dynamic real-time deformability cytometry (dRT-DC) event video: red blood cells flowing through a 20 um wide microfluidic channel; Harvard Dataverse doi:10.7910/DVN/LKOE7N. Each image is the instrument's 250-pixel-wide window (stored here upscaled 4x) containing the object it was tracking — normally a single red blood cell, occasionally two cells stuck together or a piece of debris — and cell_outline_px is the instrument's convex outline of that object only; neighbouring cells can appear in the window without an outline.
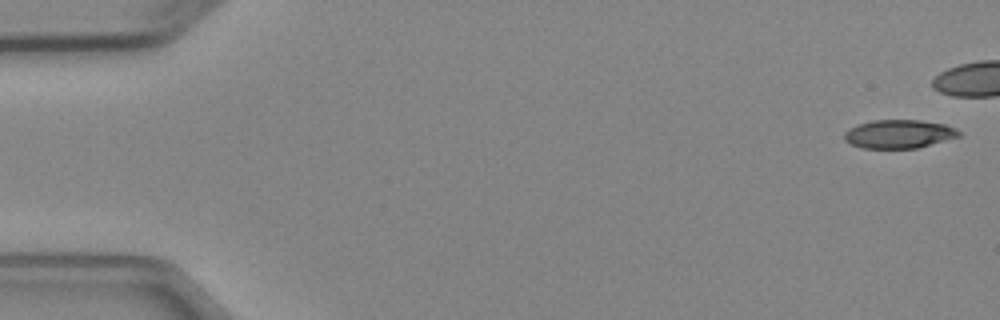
{"species": "Egyptian fruit bat (a non-hibernating species)", "species_latin": "Rousettus aegyptiacus", "temperature_condition": "cold", "stored_images_in_passage": 8, "camera_frame_rate_fps": 3000, "um_per_image_px": 0.085, "animal": {"sex": "female"}, "frame": {"image": 1, "passage_image": 1, "time_ms": 0.0, "image_size_px": [1000, 320], "cell_outline_px": [[960, 136], [916, 148], [860, 148], [844, 140], [844, 132], [848, 128], [872, 120], [920, 120], [944, 124], [956, 128], [960, 132]], "centroid_in_image_um": [76.39, 11.38], "position_along_channel_um": 8.6, "area_um2": 18.96}}